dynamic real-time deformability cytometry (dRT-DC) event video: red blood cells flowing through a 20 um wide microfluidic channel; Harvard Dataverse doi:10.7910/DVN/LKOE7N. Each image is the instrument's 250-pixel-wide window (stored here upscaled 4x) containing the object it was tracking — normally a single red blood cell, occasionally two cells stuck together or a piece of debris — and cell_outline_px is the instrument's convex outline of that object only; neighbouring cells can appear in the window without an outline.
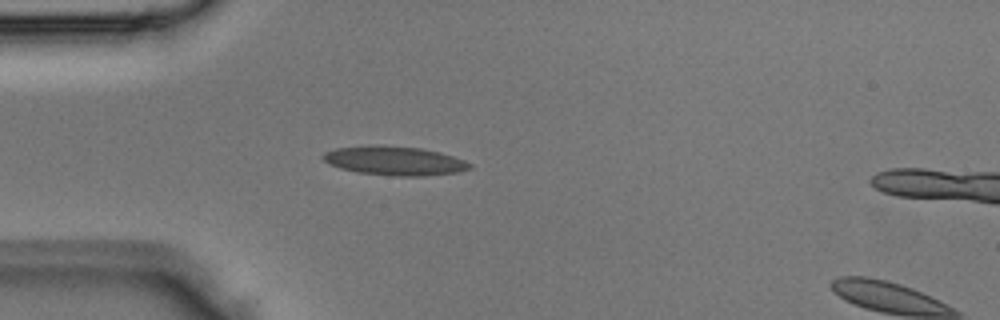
{"species": "Egyptian fruit bat (a non-hibernating species)", "species_latin": "Rousettus aegyptiacus", "temperature_condition": "room temperature", "stored_images_in_passage": 2, "camera_frame_rate_fps": 3000, "um_per_image_px": 0.085, "animal": {"sex": "male"}, "frame": {"image": 1, "passage_image": 1, "time_ms": 0.0, "image_size_px": [1000, 320], "cell_outline_px": [[472, 168], [456, 172], [424, 176], [392, 176], [356, 172], [340, 168], [328, 164], [320, 156], [324, 152], [336, 148], [368, 144], [380, 144], [424, 148], [440, 152], [464, 160], [472, 164]], "centroid_in_image_um": [33.49, 13.65], "position_along_channel_um": 51.5, "area_um2": 25.26}}